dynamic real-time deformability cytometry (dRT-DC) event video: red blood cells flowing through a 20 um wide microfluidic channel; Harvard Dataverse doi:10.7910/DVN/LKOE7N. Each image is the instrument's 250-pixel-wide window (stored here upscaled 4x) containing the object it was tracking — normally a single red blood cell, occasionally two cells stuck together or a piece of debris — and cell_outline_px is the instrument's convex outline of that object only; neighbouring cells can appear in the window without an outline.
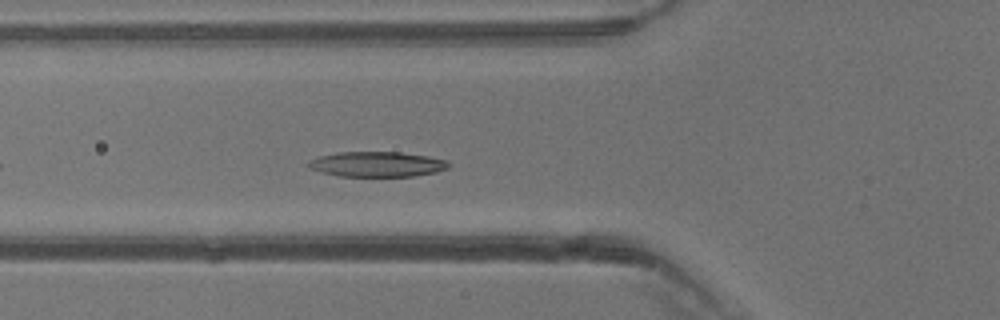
{"species": "common noctule bat (a hibernating species)", "species_latin": "Nyctalus noctula", "temperature_condition": "warm", "stored_images_in_passage": 27, "camera_frame_rate_fps": 3000, "um_per_image_px": 0.085, "animal": {"sex": "male", "body_mass_g": 13.3}, "frame": {"image": 1, "passage_image": 5, "time_ms": 1.333, "image_size_px": [1000, 320], "cell_outline_px": [[452, 164], [448, 168], [436, 172], [416, 176], [340, 176], [324, 172], [312, 168], [304, 164], [308, 160], [320, 156], [336, 152], [400, 152], [428, 156], [448, 160]], "centroid_in_image_um": [32.09, 13.95], "position_along_channel_um": 93.7, "area_um2": 20.63}}
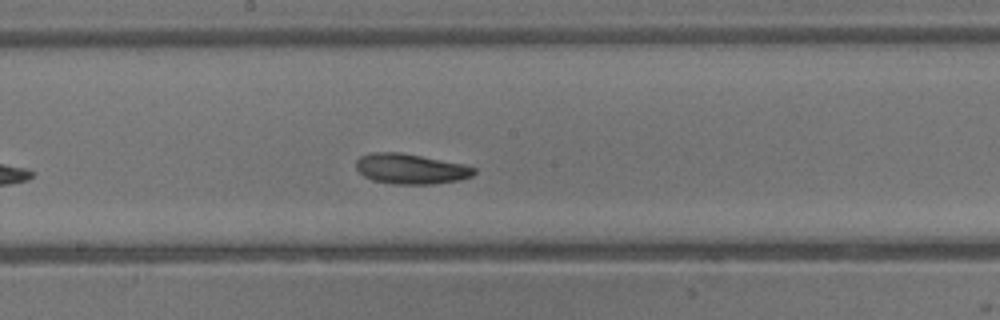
{"frame": {"image": 2, "passage_image": 12, "time_ms": 3.667, "image_size_px": [1000, 320], "cell_outline_px": [[476, 172], [472, 176], [460, 180], [432, 184], [396, 184], [372, 180], [364, 176], [356, 168], [356, 160], [360, 156], [372, 152], [400, 152], [464, 164], [476, 168]], "centroid_in_image_um": [34.91, 14.35], "position_along_channel_um": 213.3, "area_um2": 20.81}}
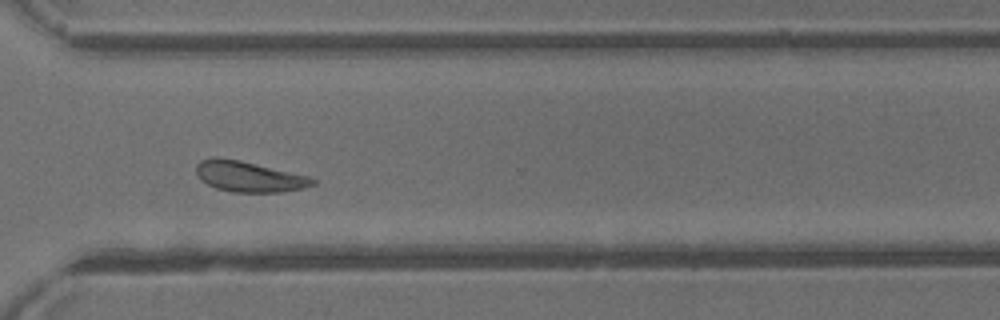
{"frame": {"image": 3, "passage_image": 20, "time_ms": 6.333, "image_size_px": [1000, 320], "cell_outline_px": [[316, 184], [304, 188], [284, 192], [232, 192], [216, 188], [200, 180], [196, 172], [196, 164], [200, 160], [240, 160], [312, 176], [316, 180]], "centroid_in_image_um": [21.26, 15.04], "position_along_channel_um": 349.3, "area_um2": 20.58}}